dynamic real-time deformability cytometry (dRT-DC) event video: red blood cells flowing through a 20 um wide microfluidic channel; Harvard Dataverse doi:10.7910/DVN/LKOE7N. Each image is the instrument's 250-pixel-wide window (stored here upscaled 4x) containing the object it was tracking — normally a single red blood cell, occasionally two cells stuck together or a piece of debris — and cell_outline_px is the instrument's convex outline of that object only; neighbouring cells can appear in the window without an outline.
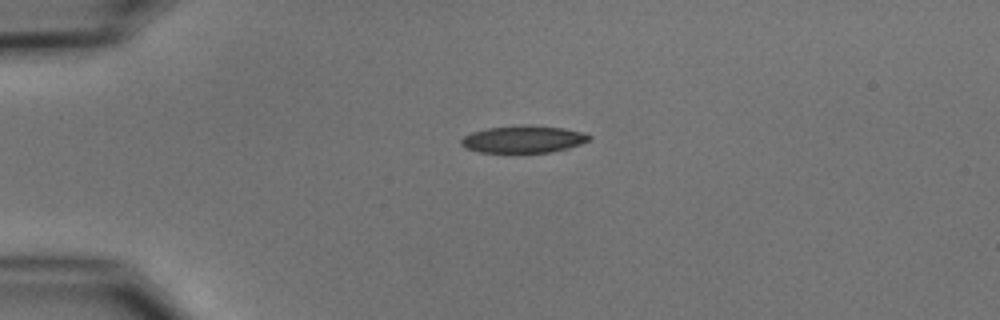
{"species": "common noctule bat (a hibernating species)", "species_latin": "Nyctalus noctula", "temperature_condition": "cold", "stored_images_in_passage": 2, "camera_frame_rate_fps": 3000, "um_per_image_px": 0.085, "animal": {"sex": "male", "body_mass_g": 15.6}, "frame": {"image": 1, "passage_image": 1, "time_ms": 0.0, "image_size_px": [1000, 320], "cell_outline_px": [[592, 136], [588, 140], [580, 144], [568, 148], [552, 152], [480, 152], [464, 148], [460, 144], [460, 140], [464, 136], [472, 132], [488, 128], [524, 124], [528, 124], [564, 128], [580, 132]], "centroid_in_image_um": [44.45, 11.82], "position_along_channel_um": 40.5, "area_um2": 20.29}}